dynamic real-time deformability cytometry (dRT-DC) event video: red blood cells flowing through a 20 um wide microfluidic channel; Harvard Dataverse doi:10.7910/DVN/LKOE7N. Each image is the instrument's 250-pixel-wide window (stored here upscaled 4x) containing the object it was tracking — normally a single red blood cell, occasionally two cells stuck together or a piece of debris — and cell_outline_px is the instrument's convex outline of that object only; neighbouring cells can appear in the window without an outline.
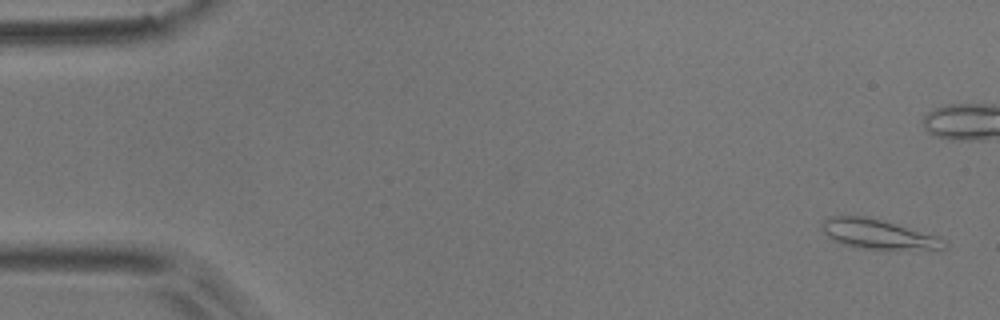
{"species": "common noctule bat (a hibernating species)", "species_latin": "Nyctalus noctula", "temperature_condition": "room temperature", "stored_images_in_passage": 6, "camera_frame_rate_fps": 3000, "um_per_image_px": 0.085, "animal": {"sex": "male", "body_mass_g": 17.9}, "frame": {"image": 1, "passage_image": 1, "time_ms": 0.0, "image_size_px": [1000, 320], "cell_outline_px": [[948, 244], [944, 248], [896, 252], [856, 248], [832, 240], [824, 232], [820, 224], [820, 220], [828, 216], [864, 216], [880, 220], [940, 236], [948, 240]], "centroid_in_image_um": [74.69, 19.95], "position_along_channel_um": 10.3, "area_um2": 22.02}}